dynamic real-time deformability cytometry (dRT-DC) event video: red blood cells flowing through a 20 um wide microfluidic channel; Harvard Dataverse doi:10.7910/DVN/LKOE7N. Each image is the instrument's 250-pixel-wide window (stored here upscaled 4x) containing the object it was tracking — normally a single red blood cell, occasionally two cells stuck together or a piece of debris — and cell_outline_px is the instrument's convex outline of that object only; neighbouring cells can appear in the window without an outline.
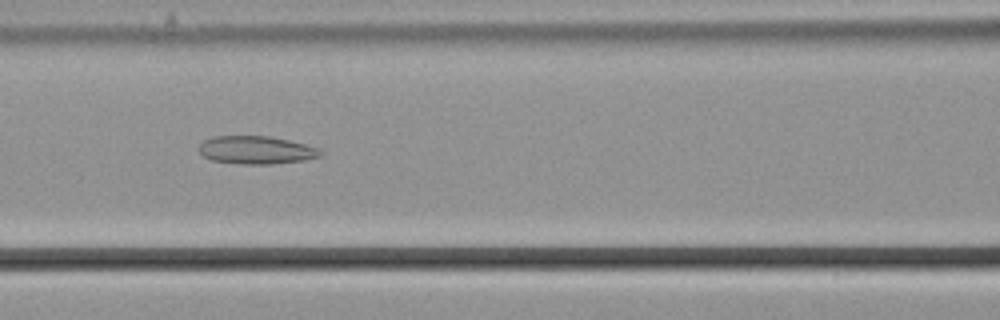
{"species": "common noctule bat (a hibernating species)", "species_latin": "Nyctalus noctula", "temperature_condition": "cold", "stored_images_in_passage": 32, "camera_frame_rate_fps": 3000, "um_per_image_px": 0.085, "animal": {"sex": "male", "body_mass_g": 21.5, "forearm_length_mm": 52.0}, "frame": {"image": 1, "passage_image": 8, "time_ms": 2.333, "image_size_px": [1000, 320], "cell_outline_px": [[324, 152], [320, 156], [304, 160], [272, 164], [240, 164], [212, 160], [204, 156], [200, 152], [200, 144], [204, 140], [212, 136], [272, 136], [304, 144], [316, 148]], "centroid_in_image_um": [21.77, 12.75], "position_along_channel_um": 144.8, "area_um2": 19.71}}
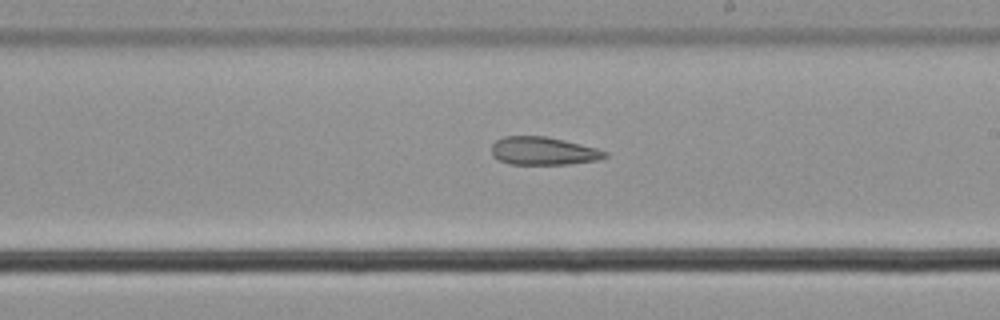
{"frame": {"image": 2, "passage_image": 16, "time_ms": 5.0, "image_size_px": [1000, 320], "cell_outline_px": [[608, 156], [596, 160], [568, 164], [508, 164], [492, 156], [492, 144], [496, 140], [504, 136], [548, 136], [596, 148], [608, 152]], "centroid_in_image_um": [46.16, 12.83], "position_along_channel_um": 242.8, "area_um2": 18.5}}
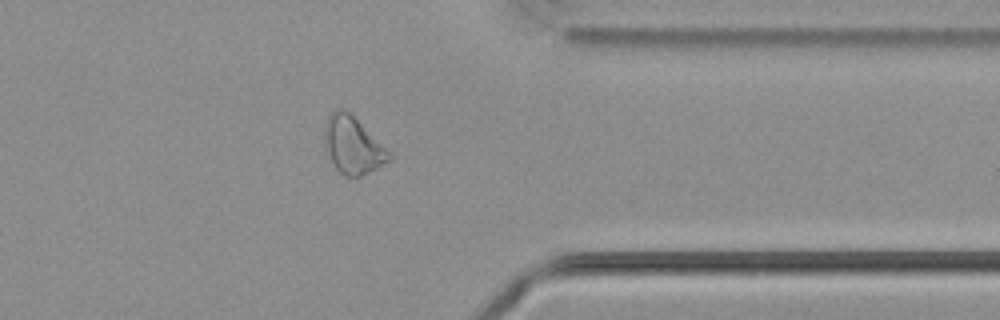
{"frame": {"image": 3, "passage_image": 28, "time_ms": 9.0, "image_size_px": [1000, 320], "cell_outline_px": [[392, 160], [360, 176], [348, 176], [340, 172], [336, 168], [324, 152], [324, 120], [336, 108], [344, 108], [392, 156]], "centroid_in_image_um": [29.9, 12.35], "position_along_channel_um": 381.5, "area_um2": 21.04}, "authors_computed_cell_mechanics": {"area_um2": 19.5653, "velocity_mm_per_s": 3.69, "shape_relaxation_time_tau1_ms": null, "shape_relaxation_time_tau2_ms": 9.0252, "deformation_change_tau1": null, "deformation_change_tau2": 0.2033}}